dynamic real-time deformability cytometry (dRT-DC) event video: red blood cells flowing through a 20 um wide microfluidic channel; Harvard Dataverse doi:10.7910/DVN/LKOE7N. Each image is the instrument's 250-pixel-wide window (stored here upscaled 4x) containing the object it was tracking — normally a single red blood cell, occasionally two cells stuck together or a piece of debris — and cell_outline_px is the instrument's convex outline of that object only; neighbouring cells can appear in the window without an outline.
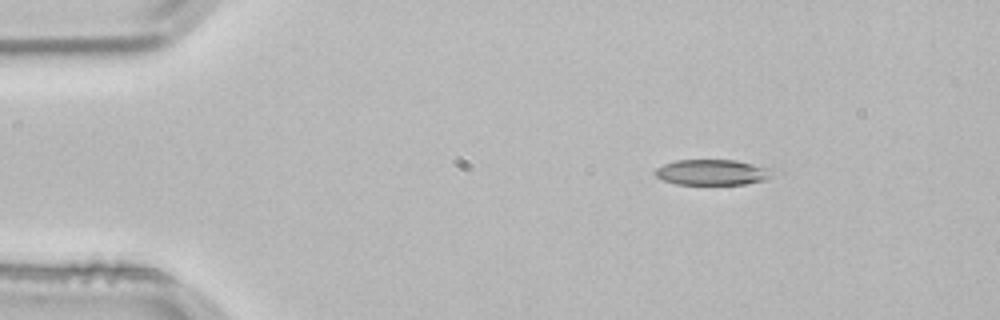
{"species": "common noctule bat (a hibernating species)", "species_latin": "Nyctalus noctula", "temperature_condition": "room temperature", "stored_images_in_passage": 2, "camera_frame_rate_fps": 3000, "um_per_image_px": 0.085, "animal": {"sex": "male", "body_mass_g": 21.5, "forearm_length_mm": 52.0}, "frame": {"image": 1, "passage_image": 1, "time_ms": 0.0, "image_size_px": [1000, 320], "cell_outline_px": [[772, 176], [768, 180], [744, 184], [676, 184], [664, 180], [656, 176], [652, 172], [656, 168], [664, 164], [676, 160], [736, 160], [772, 168]], "centroid_in_image_um": [60.56, 14.64], "position_along_channel_um": 24.4, "area_um2": 17.63}}